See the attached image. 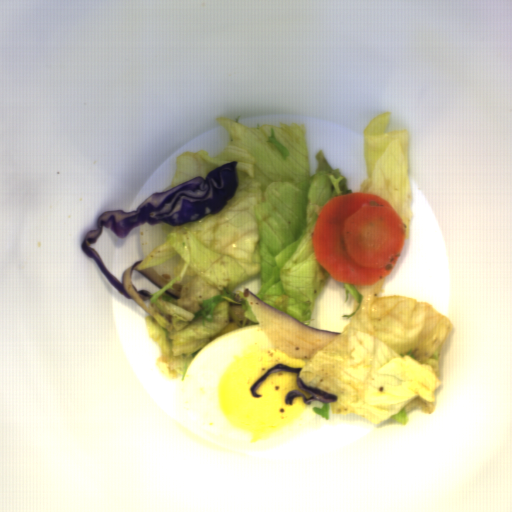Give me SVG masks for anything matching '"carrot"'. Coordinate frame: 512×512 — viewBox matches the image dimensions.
I'll return each instance as SVG.
<instances>
[{
  "mask_svg": "<svg viewBox=\"0 0 512 512\" xmlns=\"http://www.w3.org/2000/svg\"><path fill=\"white\" fill-rule=\"evenodd\" d=\"M406 234L398 211L382 196L372 192L334 196L313 224V256L335 281L372 286L393 271Z\"/></svg>",
  "mask_w": 512,
  "mask_h": 512,
  "instance_id": "b8716197",
  "label": "carrot"
}]
</instances>
